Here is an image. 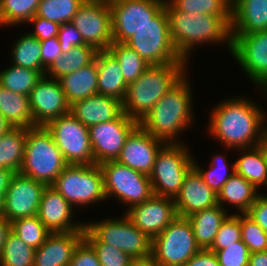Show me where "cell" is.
Masks as SVG:
<instances>
[{"mask_svg":"<svg viewBox=\"0 0 267 266\" xmlns=\"http://www.w3.org/2000/svg\"><path fill=\"white\" fill-rule=\"evenodd\" d=\"M247 97L222 100L211 109L208 133L229 149L258 146L267 129V112Z\"/></svg>","mask_w":267,"mask_h":266,"instance_id":"6da1fadb","label":"cell"},{"mask_svg":"<svg viewBox=\"0 0 267 266\" xmlns=\"http://www.w3.org/2000/svg\"><path fill=\"white\" fill-rule=\"evenodd\" d=\"M187 75L175 84L139 122L146 132L164 143H183L179 141L178 136L193 125V91Z\"/></svg>","mask_w":267,"mask_h":266,"instance_id":"7a4b0ae2","label":"cell"},{"mask_svg":"<svg viewBox=\"0 0 267 266\" xmlns=\"http://www.w3.org/2000/svg\"><path fill=\"white\" fill-rule=\"evenodd\" d=\"M165 10L169 18L171 41L182 59L188 62L193 48L195 50L197 45L204 43H225L231 50V28L220 17L178 11L167 0Z\"/></svg>","mask_w":267,"mask_h":266,"instance_id":"3957f363","label":"cell"},{"mask_svg":"<svg viewBox=\"0 0 267 266\" xmlns=\"http://www.w3.org/2000/svg\"><path fill=\"white\" fill-rule=\"evenodd\" d=\"M188 62L150 65L134 82L128 84L123 112L138 123L154 105L187 73Z\"/></svg>","mask_w":267,"mask_h":266,"instance_id":"277c9868","label":"cell"},{"mask_svg":"<svg viewBox=\"0 0 267 266\" xmlns=\"http://www.w3.org/2000/svg\"><path fill=\"white\" fill-rule=\"evenodd\" d=\"M67 165L45 126L27 128L21 174L50 186Z\"/></svg>","mask_w":267,"mask_h":266,"instance_id":"5b68a950","label":"cell"},{"mask_svg":"<svg viewBox=\"0 0 267 266\" xmlns=\"http://www.w3.org/2000/svg\"><path fill=\"white\" fill-rule=\"evenodd\" d=\"M122 217L85 222L84 239L88 243L111 244L131 258L151 255L152 240L125 213Z\"/></svg>","mask_w":267,"mask_h":266,"instance_id":"8992f818","label":"cell"},{"mask_svg":"<svg viewBox=\"0 0 267 266\" xmlns=\"http://www.w3.org/2000/svg\"><path fill=\"white\" fill-rule=\"evenodd\" d=\"M149 65L187 62L176 51L170 37L169 18L165 6L125 42Z\"/></svg>","mask_w":267,"mask_h":266,"instance_id":"52a82bcc","label":"cell"},{"mask_svg":"<svg viewBox=\"0 0 267 266\" xmlns=\"http://www.w3.org/2000/svg\"><path fill=\"white\" fill-rule=\"evenodd\" d=\"M185 145L165 143L158 151L149 175L154 195L175 198L180 192L186 174L194 166V157Z\"/></svg>","mask_w":267,"mask_h":266,"instance_id":"ba28073f","label":"cell"},{"mask_svg":"<svg viewBox=\"0 0 267 266\" xmlns=\"http://www.w3.org/2000/svg\"><path fill=\"white\" fill-rule=\"evenodd\" d=\"M73 208L106 200L103 174L98 164H68L51 185ZM77 205V206H76Z\"/></svg>","mask_w":267,"mask_h":266,"instance_id":"9c48e42d","label":"cell"},{"mask_svg":"<svg viewBox=\"0 0 267 266\" xmlns=\"http://www.w3.org/2000/svg\"><path fill=\"white\" fill-rule=\"evenodd\" d=\"M199 250L187 217L177 216L152 239L151 255L159 266H184Z\"/></svg>","mask_w":267,"mask_h":266,"instance_id":"30bf717a","label":"cell"},{"mask_svg":"<svg viewBox=\"0 0 267 266\" xmlns=\"http://www.w3.org/2000/svg\"><path fill=\"white\" fill-rule=\"evenodd\" d=\"M99 167L103 174L106 199L115 196L120 203L128 205L126 209H130L154 195L148 175L116 160L103 162Z\"/></svg>","mask_w":267,"mask_h":266,"instance_id":"8fae6325","label":"cell"},{"mask_svg":"<svg viewBox=\"0 0 267 266\" xmlns=\"http://www.w3.org/2000/svg\"><path fill=\"white\" fill-rule=\"evenodd\" d=\"M45 127L52 134L67 164H95L89 128L71 113L50 121Z\"/></svg>","mask_w":267,"mask_h":266,"instance_id":"7c38bea8","label":"cell"},{"mask_svg":"<svg viewBox=\"0 0 267 266\" xmlns=\"http://www.w3.org/2000/svg\"><path fill=\"white\" fill-rule=\"evenodd\" d=\"M230 52L251 83L262 88L261 91L267 96V30L231 34Z\"/></svg>","mask_w":267,"mask_h":266,"instance_id":"4fadbf2b","label":"cell"},{"mask_svg":"<svg viewBox=\"0 0 267 266\" xmlns=\"http://www.w3.org/2000/svg\"><path fill=\"white\" fill-rule=\"evenodd\" d=\"M113 42L125 43L165 6V0H109Z\"/></svg>","mask_w":267,"mask_h":266,"instance_id":"5bb4252c","label":"cell"},{"mask_svg":"<svg viewBox=\"0 0 267 266\" xmlns=\"http://www.w3.org/2000/svg\"><path fill=\"white\" fill-rule=\"evenodd\" d=\"M85 44L97 51L108 50L113 43L112 14L108 0H85L72 18Z\"/></svg>","mask_w":267,"mask_h":266,"instance_id":"9a60e30c","label":"cell"},{"mask_svg":"<svg viewBox=\"0 0 267 266\" xmlns=\"http://www.w3.org/2000/svg\"><path fill=\"white\" fill-rule=\"evenodd\" d=\"M138 125L122 112L114 120L91 126L89 135L95 164L116 160L127 137Z\"/></svg>","mask_w":267,"mask_h":266,"instance_id":"2e32d148","label":"cell"},{"mask_svg":"<svg viewBox=\"0 0 267 266\" xmlns=\"http://www.w3.org/2000/svg\"><path fill=\"white\" fill-rule=\"evenodd\" d=\"M46 187L43 182L20 172L14 173L3 197L2 216L11 223L20 218L37 215Z\"/></svg>","mask_w":267,"mask_h":266,"instance_id":"e0dca14e","label":"cell"},{"mask_svg":"<svg viewBox=\"0 0 267 266\" xmlns=\"http://www.w3.org/2000/svg\"><path fill=\"white\" fill-rule=\"evenodd\" d=\"M33 127L46 126L50 121L70 113L59 80L43 75L29 95Z\"/></svg>","mask_w":267,"mask_h":266,"instance_id":"ac0fdd59","label":"cell"},{"mask_svg":"<svg viewBox=\"0 0 267 266\" xmlns=\"http://www.w3.org/2000/svg\"><path fill=\"white\" fill-rule=\"evenodd\" d=\"M125 215L151 240L177 217L174 198L156 195L132 206Z\"/></svg>","mask_w":267,"mask_h":266,"instance_id":"d6986e66","label":"cell"},{"mask_svg":"<svg viewBox=\"0 0 267 266\" xmlns=\"http://www.w3.org/2000/svg\"><path fill=\"white\" fill-rule=\"evenodd\" d=\"M164 144L138 125L127 137L116 161L149 176L156 155Z\"/></svg>","mask_w":267,"mask_h":266,"instance_id":"ffe728a7","label":"cell"},{"mask_svg":"<svg viewBox=\"0 0 267 266\" xmlns=\"http://www.w3.org/2000/svg\"><path fill=\"white\" fill-rule=\"evenodd\" d=\"M74 208L51 185L43 191L38 218L51 233L84 231L85 222L73 220Z\"/></svg>","mask_w":267,"mask_h":266,"instance_id":"44dd1931","label":"cell"},{"mask_svg":"<svg viewBox=\"0 0 267 266\" xmlns=\"http://www.w3.org/2000/svg\"><path fill=\"white\" fill-rule=\"evenodd\" d=\"M174 203L176 214L180 217H188L218 204L217 195L194 166L186 174L180 192L174 198Z\"/></svg>","mask_w":267,"mask_h":266,"instance_id":"7402d4cb","label":"cell"},{"mask_svg":"<svg viewBox=\"0 0 267 266\" xmlns=\"http://www.w3.org/2000/svg\"><path fill=\"white\" fill-rule=\"evenodd\" d=\"M84 231L50 233L35 250L33 266H69Z\"/></svg>","mask_w":267,"mask_h":266,"instance_id":"603a6c76","label":"cell"},{"mask_svg":"<svg viewBox=\"0 0 267 266\" xmlns=\"http://www.w3.org/2000/svg\"><path fill=\"white\" fill-rule=\"evenodd\" d=\"M122 112L121 101L99 93L70 105V113L87 128L114 120Z\"/></svg>","mask_w":267,"mask_h":266,"instance_id":"cb8c5ba5","label":"cell"},{"mask_svg":"<svg viewBox=\"0 0 267 266\" xmlns=\"http://www.w3.org/2000/svg\"><path fill=\"white\" fill-rule=\"evenodd\" d=\"M267 30V0H232L231 34Z\"/></svg>","mask_w":267,"mask_h":266,"instance_id":"d4e9b609","label":"cell"},{"mask_svg":"<svg viewBox=\"0 0 267 266\" xmlns=\"http://www.w3.org/2000/svg\"><path fill=\"white\" fill-rule=\"evenodd\" d=\"M98 69V93L123 102L128 84L123 78L117 59L108 51H98L96 54Z\"/></svg>","mask_w":267,"mask_h":266,"instance_id":"484cf974","label":"cell"},{"mask_svg":"<svg viewBox=\"0 0 267 266\" xmlns=\"http://www.w3.org/2000/svg\"><path fill=\"white\" fill-rule=\"evenodd\" d=\"M69 105L98 93L96 59L85 67L59 79Z\"/></svg>","mask_w":267,"mask_h":266,"instance_id":"4316f807","label":"cell"},{"mask_svg":"<svg viewBox=\"0 0 267 266\" xmlns=\"http://www.w3.org/2000/svg\"><path fill=\"white\" fill-rule=\"evenodd\" d=\"M227 209L216 205L188 216L197 245L200 249H210L222 222L228 216Z\"/></svg>","mask_w":267,"mask_h":266,"instance_id":"83f0119b","label":"cell"},{"mask_svg":"<svg viewBox=\"0 0 267 266\" xmlns=\"http://www.w3.org/2000/svg\"><path fill=\"white\" fill-rule=\"evenodd\" d=\"M259 191L242 176L233 174L223 185L217 195V203L222 208L225 205L235 206L238 214L247 213L250 206L255 202ZM226 203V204H224Z\"/></svg>","mask_w":267,"mask_h":266,"instance_id":"f1b7e54d","label":"cell"},{"mask_svg":"<svg viewBox=\"0 0 267 266\" xmlns=\"http://www.w3.org/2000/svg\"><path fill=\"white\" fill-rule=\"evenodd\" d=\"M242 155L235 163V173L250 182L257 190L267 187V159L260 145L236 149Z\"/></svg>","mask_w":267,"mask_h":266,"instance_id":"f546056e","label":"cell"},{"mask_svg":"<svg viewBox=\"0 0 267 266\" xmlns=\"http://www.w3.org/2000/svg\"><path fill=\"white\" fill-rule=\"evenodd\" d=\"M0 113L12 127H33L29 96L18 94L0 85Z\"/></svg>","mask_w":267,"mask_h":266,"instance_id":"4dcf8cb0","label":"cell"},{"mask_svg":"<svg viewBox=\"0 0 267 266\" xmlns=\"http://www.w3.org/2000/svg\"><path fill=\"white\" fill-rule=\"evenodd\" d=\"M97 50L87 44L72 47L47 69L46 76L59 80L63 76L73 73L87 66L95 60Z\"/></svg>","mask_w":267,"mask_h":266,"instance_id":"1f68e13d","label":"cell"},{"mask_svg":"<svg viewBox=\"0 0 267 266\" xmlns=\"http://www.w3.org/2000/svg\"><path fill=\"white\" fill-rule=\"evenodd\" d=\"M27 128L13 127L0 137V167L20 172L25 152Z\"/></svg>","mask_w":267,"mask_h":266,"instance_id":"d6a6232c","label":"cell"},{"mask_svg":"<svg viewBox=\"0 0 267 266\" xmlns=\"http://www.w3.org/2000/svg\"><path fill=\"white\" fill-rule=\"evenodd\" d=\"M11 49V64L46 74L47 69L43 66L41 59V44L35 36L29 32L24 33Z\"/></svg>","mask_w":267,"mask_h":266,"instance_id":"836d02e7","label":"cell"},{"mask_svg":"<svg viewBox=\"0 0 267 266\" xmlns=\"http://www.w3.org/2000/svg\"><path fill=\"white\" fill-rule=\"evenodd\" d=\"M9 66L0 71V85L12 92L29 96L43 74L14 64Z\"/></svg>","mask_w":267,"mask_h":266,"instance_id":"e575fe53","label":"cell"},{"mask_svg":"<svg viewBox=\"0 0 267 266\" xmlns=\"http://www.w3.org/2000/svg\"><path fill=\"white\" fill-rule=\"evenodd\" d=\"M108 51L117 59L127 84L134 82L150 66L136 51L125 43L113 42Z\"/></svg>","mask_w":267,"mask_h":266,"instance_id":"d590c367","label":"cell"},{"mask_svg":"<svg viewBox=\"0 0 267 266\" xmlns=\"http://www.w3.org/2000/svg\"><path fill=\"white\" fill-rule=\"evenodd\" d=\"M176 10L220 17L231 28L232 0H167Z\"/></svg>","mask_w":267,"mask_h":266,"instance_id":"8d00e7d4","label":"cell"},{"mask_svg":"<svg viewBox=\"0 0 267 266\" xmlns=\"http://www.w3.org/2000/svg\"><path fill=\"white\" fill-rule=\"evenodd\" d=\"M34 255L35 249L11 231L0 253V266H33Z\"/></svg>","mask_w":267,"mask_h":266,"instance_id":"74e56055","label":"cell"},{"mask_svg":"<svg viewBox=\"0 0 267 266\" xmlns=\"http://www.w3.org/2000/svg\"><path fill=\"white\" fill-rule=\"evenodd\" d=\"M11 231L35 250L45 242L51 233L37 215L12 221Z\"/></svg>","mask_w":267,"mask_h":266,"instance_id":"f35d334b","label":"cell"},{"mask_svg":"<svg viewBox=\"0 0 267 266\" xmlns=\"http://www.w3.org/2000/svg\"><path fill=\"white\" fill-rule=\"evenodd\" d=\"M85 0H40L36 16L63 25L72 21Z\"/></svg>","mask_w":267,"mask_h":266,"instance_id":"ab89813d","label":"cell"},{"mask_svg":"<svg viewBox=\"0 0 267 266\" xmlns=\"http://www.w3.org/2000/svg\"><path fill=\"white\" fill-rule=\"evenodd\" d=\"M193 164L202 175L203 180L216 195H218V193L221 191L227 180L233 174H235V163L229 165L226 160V156L220 153L216 154L215 157H212V162L207 170H205L206 168L203 170V168L198 165V162H196L195 159H193ZM229 170L232 171L230 172Z\"/></svg>","mask_w":267,"mask_h":266,"instance_id":"60d3db41","label":"cell"},{"mask_svg":"<svg viewBox=\"0 0 267 266\" xmlns=\"http://www.w3.org/2000/svg\"><path fill=\"white\" fill-rule=\"evenodd\" d=\"M3 26L27 23L36 15L40 0H0Z\"/></svg>","mask_w":267,"mask_h":266,"instance_id":"b9f144b4","label":"cell"},{"mask_svg":"<svg viewBox=\"0 0 267 266\" xmlns=\"http://www.w3.org/2000/svg\"><path fill=\"white\" fill-rule=\"evenodd\" d=\"M242 241L249 252L267 251V233L246 213L240 214Z\"/></svg>","mask_w":267,"mask_h":266,"instance_id":"7bdbcfd3","label":"cell"},{"mask_svg":"<svg viewBox=\"0 0 267 266\" xmlns=\"http://www.w3.org/2000/svg\"><path fill=\"white\" fill-rule=\"evenodd\" d=\"M240 240H242L240 214L232 213L222 222L210 250L216 253Z\"/></svg>","mask_w":267,"mask_h":266,"instance_id":"ee69618b","label":"cell"},{"mask_svg":"<svg viewBox=\"0 0 267 266\" xmlns=\"http://www.w3.org/2000/svg\"><path fill=\"white\" fill-rule=\"evenodd\" d=\"M219 266H249L250 252L242 240L216 252Z\"/></svg>","mask_w":267,"mask_h":266,"instance_id":"f6af8a7d","label":"cell"},{"mask_svg":"<svg viewBox=\"0 0 267 266\" xmlns=\"http://www.w3.org/2000/svg\"><path fill=\"white\" fill-rule=\"evenodd\" d=\"M95 250L101 266H128L132 259L111 244L89 243Z\"/></svg>","mask_w":267,"mask_h":266,"instance_id":"bcb514c9","label":"cell"},{"mask_svg":"<svg viewBox=\"0 0 267 266\" xmlns=\"http://www.w3.org/2000/svg\"><path fill=\"white\" fill-rule=\"evenodd\" d=\"M69 266H101L93 247L83 239L76 247Z\"/></svg>","mask_w":267,"mask_h":266,"instance_id":"7dc6e473","label":"cell"},{"mask_svg":"<svg viewBox=\"0 0 267 266\" xmlns=\"http://www.w3.org/2000/svg\"><path fill=\"white\" fill-rule=\"evenodd\" d=\"M57 38L62 53L68 52L74 46L85 44L81 34L72 21L60 25Z\"/></svg>","mask_w":267,"mask_h":266,"instance_id":"c3c4849f","label":"cell"},{"mask_svg":"<svg viewBox=\"0 0 267 266\" xmlns=\"http://www.w3.org/2000/svg\"><path fill=\"white\" fill-rule=\"evenodd\" d=\"M27 23L35 26V29L29 33L35 36L39 41L54 38L58 35L60 25L56 22L35 15Z\"/></svg>","mask_w":267,"mask_h":266,"instance_id":"681fc988","label":"cell"},{"mask_svg":"<svg viewBox=\"0 0 267 266\" xmlns=\"http://www.w3.org/2000/svg\"><path fill=\"white\" fill-rule=\"evenodd\" d=\"M43 66L48 69L61 55V47L57 37L40 41Z\"/></svg>","mask_w":267,"mask_h":266,"instance_id":"f907efd6","label":"cell"},{"mask_svg":"<svg viewBox=\"0 0 267 266\" xmlns=\"http://www.w3.org/2000/svg\"><path fill=\"white\" fill-rule=\"evenodd\" d=\"M246 214L267 233V194H259Z\"/></svg>","mask_w":267,"mask_h":266,"instance_id":"816d5d0a","label":"cell"},{"mask_svg":"<svg viewBox=\"0 0 267 266\" xmlns=\"http://www.w3.org/2000/svg\"><path fill=\"white\" fill-rule=\"evenodd\" d=\"M184 266H219V261L212 250L200 249Z\"/></svg>","mask_w":267,"mask_h":266,"instance_id":"f5cc1de1","label":"cell"},{"mask_svg":"<svg viewBox=\"0 0 267 266\" xmlns=\"http://www.w3.org/2000/svg\"><path fill=\"white\" fill-rule=\"evenodd\" d=\"M14 172L0 167V196L3 198Z\"/></svg>","mask_w":267,"mask_h":266,"instance_id":"db71d44e","label":"cell"},{"mask_svg":"<svg viewBox=\"0 0 267 266\" xmlns=\"http://www.w3.org/2000/svg\"><path fill=\"white\" fill-rule=\"evenodd\" d=\"M249 266H267V251L250 253Z\"/></svg>","mask_w":267,"mask_h":266,"instance_id":"11a10c76","label":"cell"},{"mask_svg":"<svg viewBox=\"0 0 267 266\" xmlns=\"http://www.w3.org/2000/svg\"><path fill=\"white\" fill-rule=\"evenodd\" d=\"M11 232V223L0 216V253L3 249L8 234Z\"/></svg>","mask_w":267,"mask_h":266,"instance_id":"9f6ffc18","label":"cell"},{"mask_svg":"<svg viewBox=\"0 0 267 266\" xmlns=\"http://www.w3.org/2000/svg\"><path fill=\"white\" fill-rule=\"evenodd\" d=\"M128 266H159L152 255L143 258H132L128 263Z\"/></svg>","mask_w":267,"mask_h":266,"instance_id":"6f0895ef","label":"cell"},{"mask_svg":"<svg viewBox=\"0 0 267 266\" xmlns=\"http://www.w3.org/2000/svg\"><path fill=\"white\" fill-rule=\"evenodd\" d=\"M12 128L13 127L10 125V123L0 113V137L6 134Z\"/></svg>","mask_w":267,"mask_h":266,"instance_id":"680465c9","label":"cell"},{"mask_svg":"<svg viewBox=\"0 0 267 266\" xmlns=\"http://www.w3.org/2000/svg\"><path fill=\"white\" fill-rule=\"evenodd\" d=\"M259 145L262 148V150L264 151L266 159H267V129L263 133V136H262V139H261Z\"/></svg>","mask_w":267,"mask_h":266,"instance_id":"91938a15","label":"cell"},{"mask_svg":"<svg viewBox=\"0 0 267 266\" xmlns=\"http://www.w3.org/2000/svg\"><path fill=\"white\" fill-rule=\"evenodd\" d=\"M3 198L0 196V216H2Z\"/></svg>","mask_w":267,"mask_h":266,"instance_id":"94428289","label":"cell"},{"mask_svg":"<svg viewBox=\"0 0 267 266\" xmlns=\"http://www.w3.org/2000/svg\"><path fill=\"white\" fill-rule=\"evenodd\" d=\"M3 26V17H2V14H1V2H0V27Z\"/></svg>","mask_w":267,"mask_h":266,"instance_id":"6125c7cd","label":"cell"}]
</instances>
